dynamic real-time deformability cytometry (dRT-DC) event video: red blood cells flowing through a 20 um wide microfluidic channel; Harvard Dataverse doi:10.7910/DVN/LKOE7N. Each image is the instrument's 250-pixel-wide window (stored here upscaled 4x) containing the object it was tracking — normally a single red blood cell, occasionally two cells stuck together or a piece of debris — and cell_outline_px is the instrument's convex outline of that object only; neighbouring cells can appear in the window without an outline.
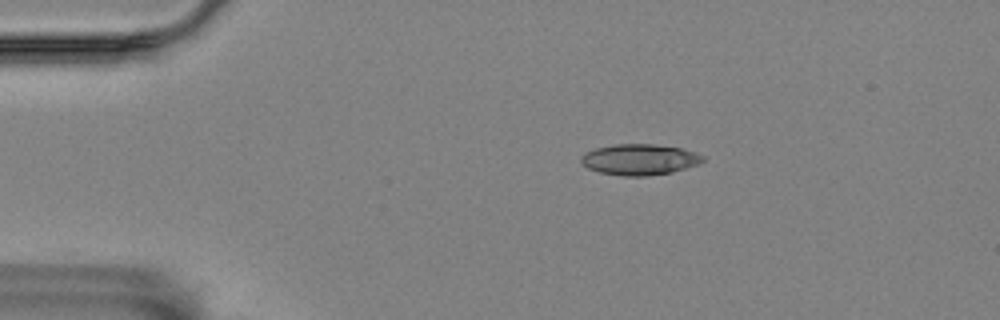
{"species": "Egyptian fruit bat (a non-hibernating species)", "species_latin": "Rousettus aegyptiacus", "temperature_condition": "room temperature", "stored_images_in_passage": 38, "camera_frame_rate_fps": 3000, "um_per_image_px": 0.085, "animal": {"sex": "female"}, "frame": {"image": 1, "passage_image": 1, "time_ms": 0.0, "image_size_px": [1000, 320], "cell_outline_px": [[704, 160], [700, 164], [672, 172], [644, 176], [624, 176], [600, 172], [588, 168], [580, 160], [580, 156], [584, 152], [596, 148], [612, 144], [656, 144], [684, 148], [696, 152], [704, 156]], "centroid_in_image_um": [54.39, 13.54], "position_along_channel_um": 30.6, "area_um2": 22.14}}
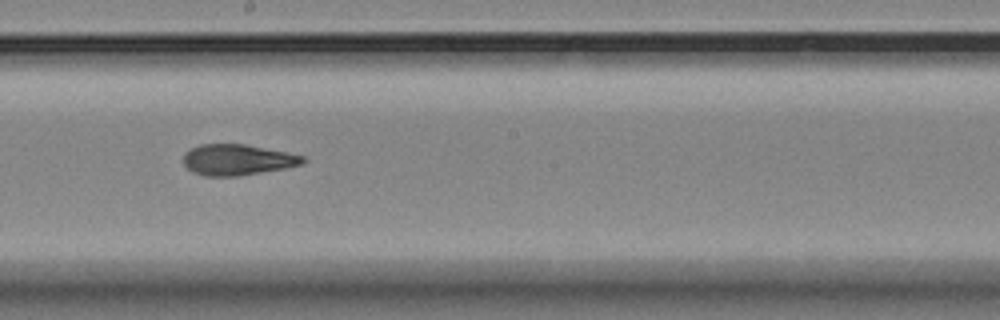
{"frame": {"image": 2, "passage_image": 22, "time_ms": 7.0, "image_size_px": [1000, 320], "cell_outline_px": [[308, 160], [300, 164], [284, 168], [236, 176], [204, 176], [192, 172], [184, 164], [184, 152], [200, 144], [244, 144], [304, 156]], "centroid_in_image_um": [20.14, 13.58], "position_along_channel_um": 228.1, "area_um2": 21.21}}
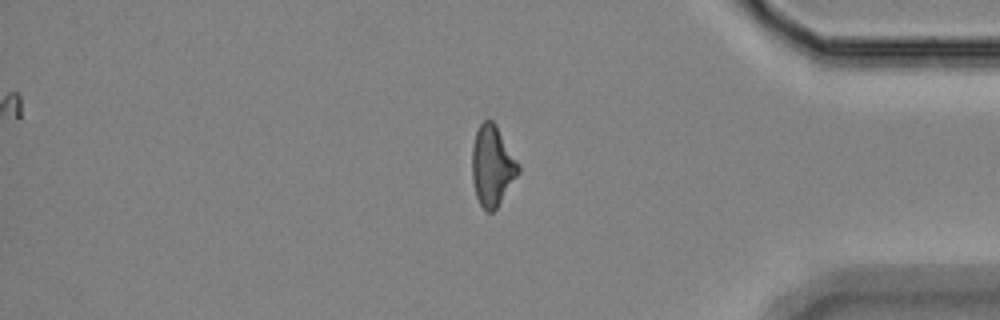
{"frame": {"image": 3, "passage_image": 38, "time_ms": 12.333, "image_size_px": [1000, 320], "cell_outline_px": [[520, 172], [496, 208], [492, 212], [484, 212], [476, 196], [472, 180], [472, 144], [476, 132], [480, 124], [484, 120], [492, 120], [496, 124], [520, 164]], "centroid_in_image_um": [41.84, 14.09], "position_along_channel_um": 393.4, "area_um2": 21.85}, "authors_computed_cell_mechanics": {"area_um2": 21.7906, "velocity_mm_per_s": 3.5322, "shape_relaxation_time_tau1_ms": 7.2836, "shape_relaxation_time_tau2_ms": 2.33, "deformation_change_tau1": 0.2283, "deformation_change_tau2": 0.1122}}